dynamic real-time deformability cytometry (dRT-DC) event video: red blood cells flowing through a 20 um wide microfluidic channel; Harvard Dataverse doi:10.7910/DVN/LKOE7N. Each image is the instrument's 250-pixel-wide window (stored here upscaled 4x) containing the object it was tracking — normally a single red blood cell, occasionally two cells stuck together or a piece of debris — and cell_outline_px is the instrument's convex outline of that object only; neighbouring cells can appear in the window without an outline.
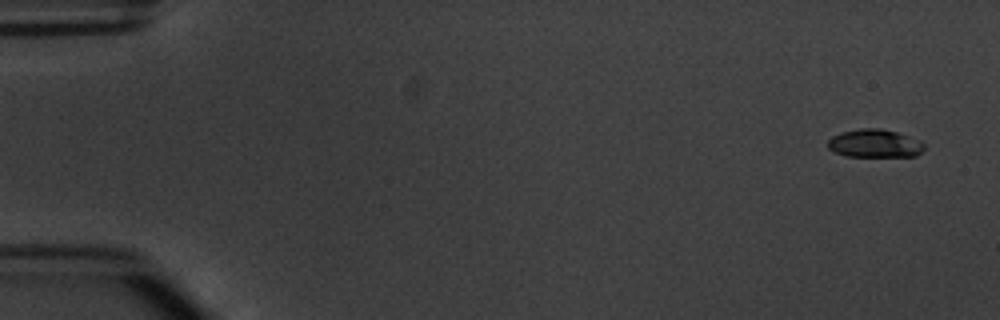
{"species": "common noctule bat (a hibernating species)", "species_latin": "Nyctalus noctula", "temperature_condition": "warm", "stored_images_in_passage": 5, "camera_frame_rate_fps": 3000, "um_per_image_px": 0.085, "animal": {"sex": "male", "body_mass_g": 20.1, "forearm_length_mm": 53.5}, "frame": {"image": 1, "passage_image": 1, "time_ms": 0.0, "image_size_px": [1000, 320], "cell_outline_px": [[924, 148], [916, 156], [844, 156], [828, 148], [828, 140], [832, 136], [840, 132], [860, 128], [880, 128], [896, 132], [920, 140], [924, 144]], "centroid_in_image_um": [74.33, 12.18], "position_along_channel_um": 10.7, "area_um2": 15.78}}
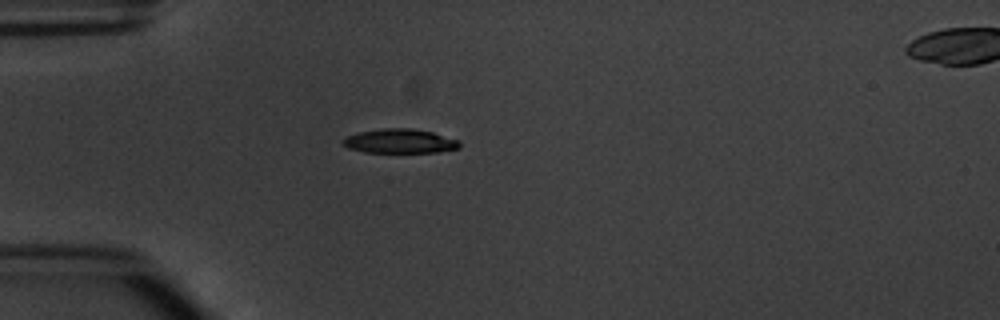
{"frame": {"image": 2, "passage_image": 4, "time_ms": 4.333, "image_size_px": [1000, 320], "cell_outline_px": [[460, 148], [440, 152], [364, 152], [348, 148], [340, 144], [340, 140], [356, 132], [384, 128], [412, 128], [432, 132], [460, 140]], "centroid_in_image_um": [33.96, 11.99], "position_along_channel_um": 51.0, "area_um2": 16.7}}